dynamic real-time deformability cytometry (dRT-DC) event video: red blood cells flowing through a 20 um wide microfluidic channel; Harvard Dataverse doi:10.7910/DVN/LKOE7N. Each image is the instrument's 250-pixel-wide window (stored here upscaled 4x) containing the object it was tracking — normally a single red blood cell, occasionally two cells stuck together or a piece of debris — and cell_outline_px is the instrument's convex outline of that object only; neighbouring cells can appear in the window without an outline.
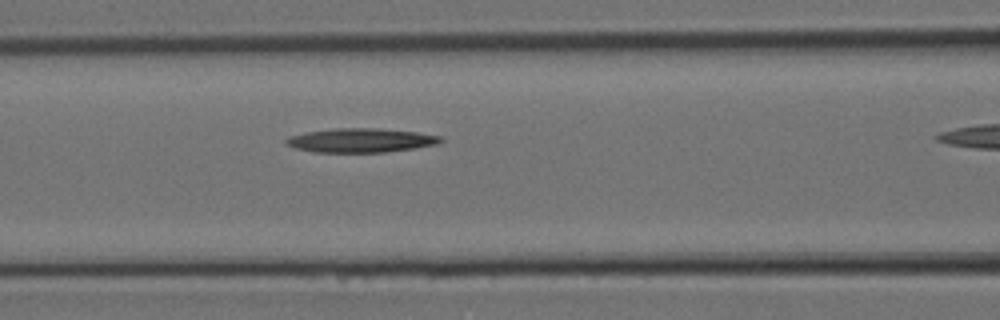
{"species": "Egyptian fruit bat (a non-hibernating species)", "species_latin": "Rousettus aegyptiacus", "temperature_condition": "room temperature", "stored_images_in_passage": 4, "segment_of_instrument_passage": [1, 2], "camera_frame_rate_fps": 3000, "um_per_image_px": 0.085, "animal": {"sex": "female"}, "frame": {"image": 1, "passage_image": 3, "time_ms": 0.667, "image_size_px": [1000, 320], "cell_outline_px": [[444, 140], [436, 144], [412, 148], [384, 152], [312, 152], [296, 148], [288, 144], [284, 140], [288, 136], [308, 132], [336, 128], [376, 128], [416, 132], [440, 136]], "centroid_in_image_um": [30.64, 11.93], "position_along_channel_um": 136.0, "area_um2": 21.39}}